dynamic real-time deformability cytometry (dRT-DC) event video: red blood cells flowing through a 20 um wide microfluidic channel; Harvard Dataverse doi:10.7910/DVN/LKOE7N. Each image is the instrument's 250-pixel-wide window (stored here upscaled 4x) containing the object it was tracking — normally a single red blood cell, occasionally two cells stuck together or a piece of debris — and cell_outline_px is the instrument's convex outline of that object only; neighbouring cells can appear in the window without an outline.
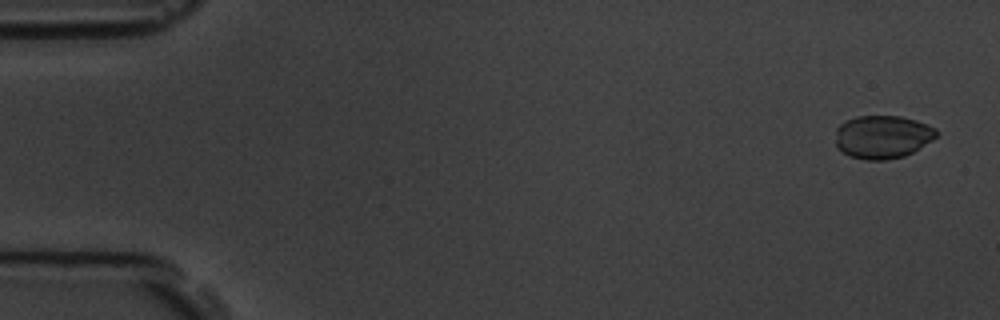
{"species": "common noctule bat (a hibernating species)", "species_latin": "Nyctalus noctula", "temperature_condition": "room temperature", "stored_images_in_passage": 6, "segment_of_instrument_passage": [1, 2], "camera_frame_rate_fps": 3000, "um_per_image_px": 0.085, "animal": {"sex": "male", "body_mass_g": 19.5, "forearm_length_mm": 54.6}, "frame": {"image": 1, "passage_image": 1, "time_ms": 0.0, "image_size_px": [1000, 320], "cell_outline_px": [[940, 132], [932, 140], [912, 152], [904, 156], [884, 160], [864, 160], [848, 156], [836, 148], [836, 128], [844, 120], [856, 116], [900, 116], [916, 120], [928, 124], [936, 128]], "centroid_in_image_um": [74.99, 11.63], "position_along_channel_um": 10.0, "area_um2": 25.72}}
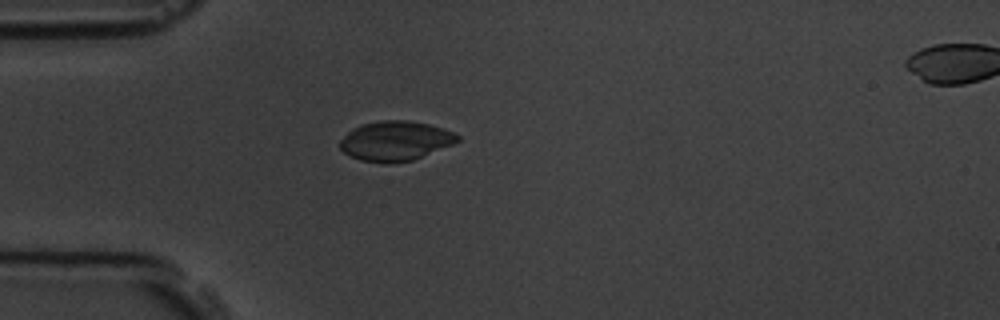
{"frame": {"image": 2, "passage_image": 5, "time_ms": 4.333, "image_size_px": [1000, 320], "cell_outline_px": [[460, 140], [452, 144], [412, 160], [388, 164], [384, 164], [360, 160], [344, 152], [340, 148], [340, 140], [352, 128], [360, 124], [384, 120], [408, 120], [428, 124], [452, 132], [460, 136]], "centroid_in_image_um": [33.57, 11.98], "position_along_channel_um": 51.4, "area_um2": 26.99}}